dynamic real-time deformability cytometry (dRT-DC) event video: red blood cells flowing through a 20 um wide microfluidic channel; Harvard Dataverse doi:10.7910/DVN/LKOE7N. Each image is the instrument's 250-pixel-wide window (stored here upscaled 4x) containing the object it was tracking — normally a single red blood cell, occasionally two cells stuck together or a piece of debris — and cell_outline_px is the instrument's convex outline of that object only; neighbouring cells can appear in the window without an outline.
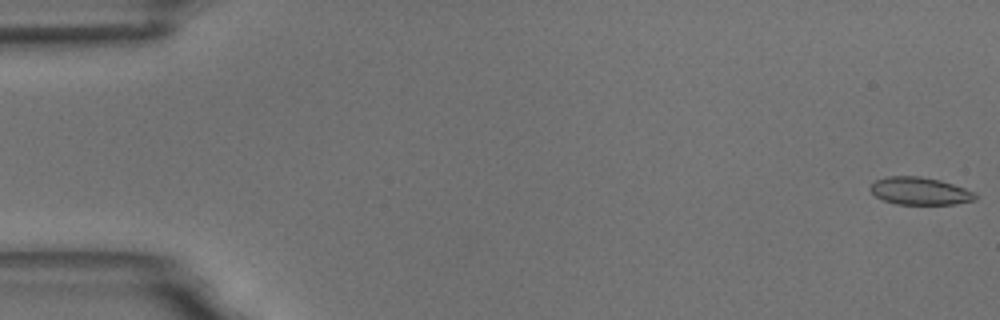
{"species": "common noctule bat (a hibernating species)", "species_latin": "Nyctalus noctula", "temperature_condition": "room temperature", "stored_images_in_passage": 56, "camera_frame_rate_fps": 3000, "um_per_image_px": 0.085, "animal": {"sex": "male", "body_mass_g": 18.8}, "frame": {"image": 1, "passage_image": 1, "time_ms": 0.0, "image_size_px": [1000, 320], "cell_outline_px": [[976, 200], [956, 204], [896, 204], [884, 200], [876, 196], [868, 188], [876, 180], [888, 176], [920, 176], [940, 180], [976, 192]], "centroid_in_image_um": [78.2, 16.24], "position_along_channel_um": 6.8, "area_um2": 16.82}}
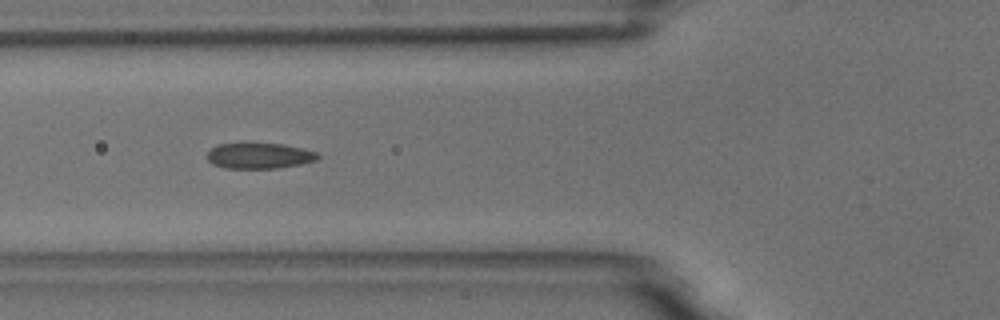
{"frame": {"image": 2, "passage_image": 21, "time_ms": 6.667, "image_size_px": [1000, 320], "cell_outline_px": [[320, 156], [316, 160], [300, 164], [276, 168], [224, 168], [212, 164], [208, 160], [208, 152], [216, 144], [284, 144], [316, 152]], "centroid_in_image_um": [22.02, 13.25], "position_along_channel_um": 103.8, "area_um2": 16.3}}
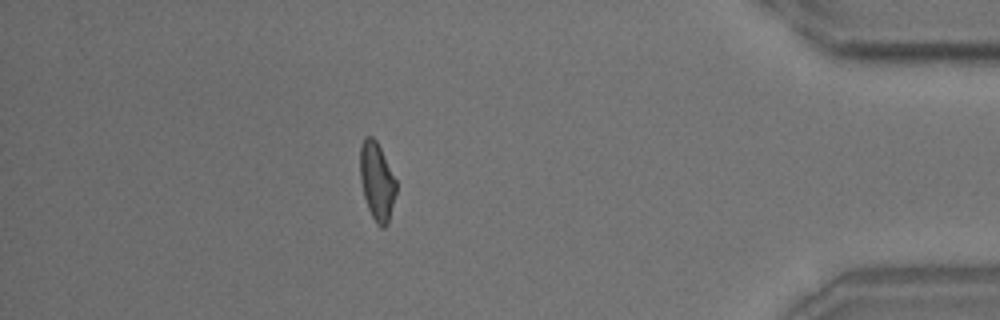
{"frame": {"image": 3, "passage_image": 49, "time_ms": 16.0, "image_size_px": [1000, 320], "cell_outline_px": [[396, 192], [388, 224], [384, 228], [380, 228], [376, 224], [368, 208], [364, 196], [360, 180], [360, 148], [364, 136], [372, 136], [376, 140], [396, 180]], "centroid_in_image_um": [32.03, 15.43], "position_along_channel_um": 403.2, "area_um2": 16.36}, "authors_computed_cell_mechanics": {"area_um2": 16.762, "velocity_mm_per_s": 3.6627, "shape_relaxation_time_tau1_ms": 8.1505, "shape_relaxation_time_tau2_ms": 1.4488, "deformation_change_tau1": 0.1676, "deformation_change_tau2": 0.0645}}